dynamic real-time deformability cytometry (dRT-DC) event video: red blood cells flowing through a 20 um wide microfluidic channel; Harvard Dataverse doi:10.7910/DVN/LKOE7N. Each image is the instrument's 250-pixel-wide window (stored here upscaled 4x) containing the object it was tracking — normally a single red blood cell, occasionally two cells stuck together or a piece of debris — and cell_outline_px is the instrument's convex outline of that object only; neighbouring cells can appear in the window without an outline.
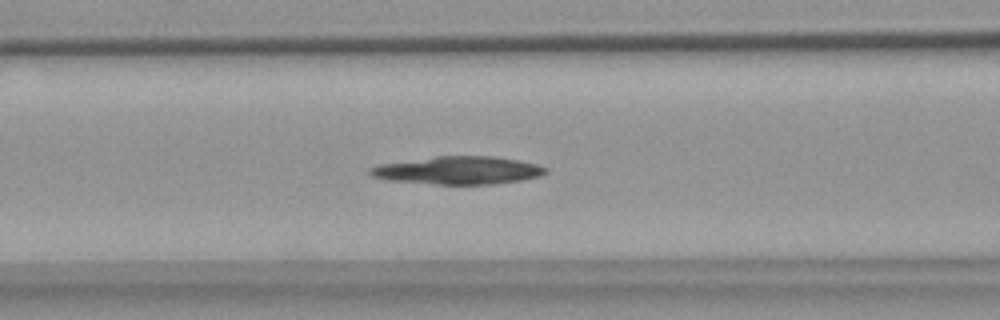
{"species": "common noctule bat (a hibernating species)", "species_latin": "Nyctalus noctula", "temperature_condition": "warm", "stored_images_in_passage": 56, "camera_frame_rate_fps": 3000, "um_per_image_px": 0.085, "animal": {"sex": "female", "body_mass_g": 18.4}, "frame": {"image": 1, "passage_image": 22, "time_ms": 7.0, "image_size_px": [1000, 320], "cell_outline_px": [[548, 172], [540, 176], [520, 180], [492, 184], [436, 184], [388, 180], [372, 176], [368, 172], [368, 168], [380, 164], [436, 156], [492, 156], [520, 160], [536, 164], [548, 168]], "centroid_in_image_um": [38.96, 14.47], "position_along_channel_um": 127.6, "area_um2": 28.44}}
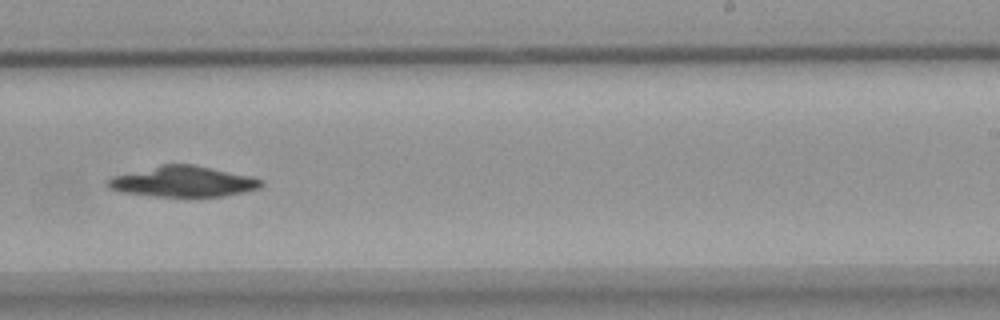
{"frame": {"image": 2, "passage_image": 34, "time_ms": 11.0, "image_size_px": [1000, 320], "cell_outline_px": [[264, 184], [260, 188], [244, 192], [224, 196], [156, 196], [124, 192], [108, 188], [104, 184], [104, 180], [112, 176], [160, 164], [192, 164], [252, 176], [264, 180]], "centroid_in_image_um": [15.55, 15.42], "position_along_channel_um": 273.5, "area_um2": 27.57}}
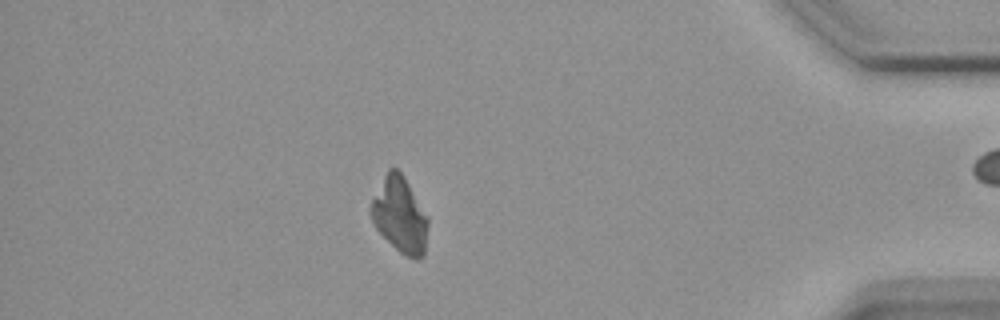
{"frame": {"image": 3, "passage_image": 48, "time_ms": 15.667, "image_size_px": [1000, 320], "cell_outline_px": [[428, 224], [424, 256], [416, 260], [404, 256], [372, 224], [368, 212], [368, 208], [388, 168], [396, 168], [404, 176], [428, 216]], "centroid_in_image_um": [33.98, 18.29], "position_along_channel_um": 401.2, "area_um2": 25.2}}